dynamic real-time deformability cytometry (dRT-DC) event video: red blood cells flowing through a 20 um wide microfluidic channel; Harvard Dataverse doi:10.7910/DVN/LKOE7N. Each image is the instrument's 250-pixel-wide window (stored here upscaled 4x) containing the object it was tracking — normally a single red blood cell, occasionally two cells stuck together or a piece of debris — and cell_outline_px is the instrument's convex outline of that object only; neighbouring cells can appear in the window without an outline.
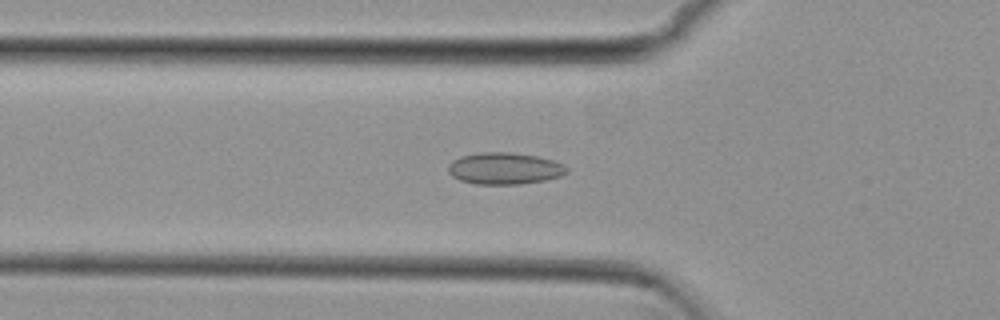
{"species": "common noctule bat (a hibernating species)", "species_latin": "Nyctalus noctula", "temperature_condition": "cold", "stored_images_in_passage": 52, "camera_frame_rate_fps": 3000, "um_per_image_px": 0.085, "animal": {"sex": "female", "body_mass_g": 29.2, "forearm_length_mm": 56.3}, "frame": {"image": 1, "passage_image": 17, "time_ms": 5.333, "image_size_px": [1000, 320], "cell_outline_px": [[568, 172], [560, 176], [544, 180], [520, 184], [476, 184], [460, 180], [452, 176], [448, 172], [448, 164], [452, 160], [460, 156], [480, 152], [508, 152], [536, 156], [552, 160], [564, 164], [568, 168]], "centroid_in_image_um": [42.86, 14.31], "position_along_channel_um": 82.9, "area_um2": 21.96}}
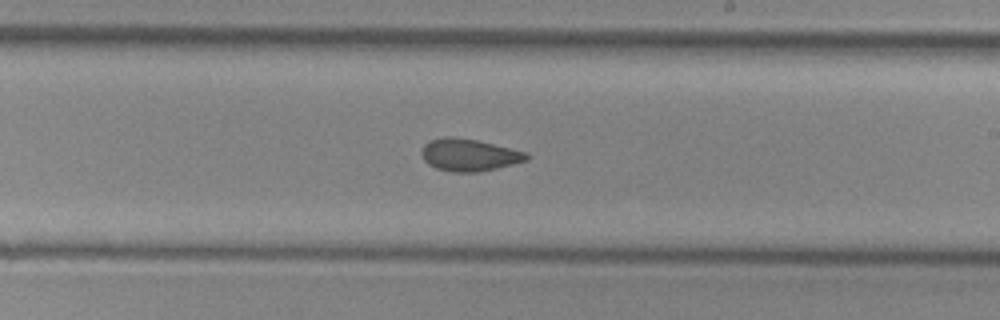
{"frame": {"image": 2, "passage_image": 30, "time_ms": 9.667, "image_size_px": [1000, 320], "cell_outline_px": [[528, 160], [480, 172], [452, 172], [436, 168], [428, 164], [424, 160], [420, 152], [424, 144], [428, 140], [444, 136], [452, 136], [476, 140], [528, 152]], "centroid_in_image_um": [39.84, 13.16], "position_along_channel_um": 249.2, "area_um2": 19.83}}
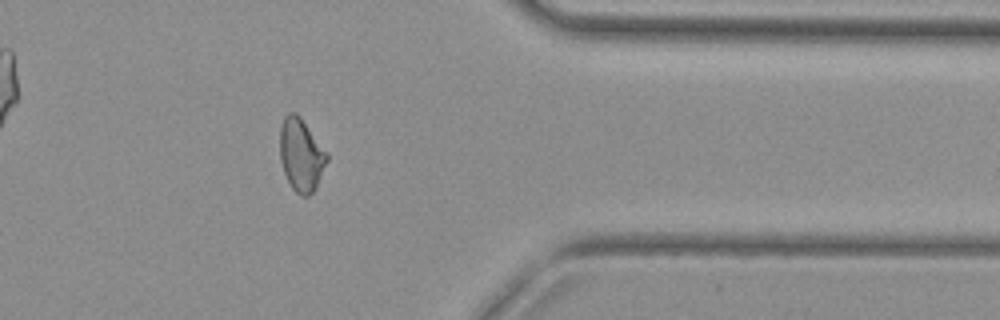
{"frame": {"image": 3, "passage_image": 42, "time_ms": 13.667, "image_size_px": [1000, 320], "cell_outline_px": [[328, 160], [316, 188], [308, 196], [300, 196], [292, 188], [284, 172], [280, 160], [280, 128], [284, 116], [288, 112], [296, 112], [300, 116], [328, 152]], "centroid_in_image_um": [25.6, 13.15], "position_along_channel_um": 385.8, "area_um2": 20.11}, "authors_computed_cell_mechanics": {"area_um2": 20.1144, "velocity_mm_per_s": 3.8221, "shape_relaxation_time_tau1_ms": null, "shape_relaxation_time_tau2_ms": 2.2349, "deformation_change_tau1": null, "deformation_change_tau2": 0.0654}}